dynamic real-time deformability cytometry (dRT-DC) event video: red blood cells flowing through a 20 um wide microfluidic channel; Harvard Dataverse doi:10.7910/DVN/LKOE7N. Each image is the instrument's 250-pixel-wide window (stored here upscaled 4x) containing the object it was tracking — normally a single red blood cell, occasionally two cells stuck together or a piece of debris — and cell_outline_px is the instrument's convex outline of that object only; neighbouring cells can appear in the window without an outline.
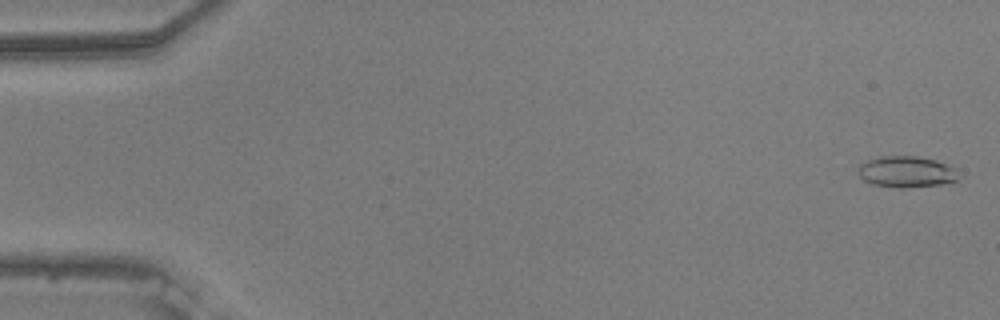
{"species": "common noctule bat (a hibernating species)", "species_latin": "Nyctalus noctula", "temperature_condition": "warm", "stored_images_in_passage": 30, "camera_frame_rate_fps": 3000, "um_per_image_px": 0.085, "animal": {"sex": "male", "body_mass_g": 20.5, "forearm_length_mm": 52.5}, "frame": {"image": 1, "passage_image": 2, "time_ms": 0.333, "image_size_px": [1000, 320], "cell_outline_px": [[956, 180], [940, 184], [900, 188], [872, 184], [864, 180], [856, 172], [860, 164], [868, 160], [884, 156], [916, 156], [936, 160], [956, 168]], "centroid_in_image_um": [77.0, 14.59], "position_along_channel_um": 8.0, "area_um2": 18.03}}
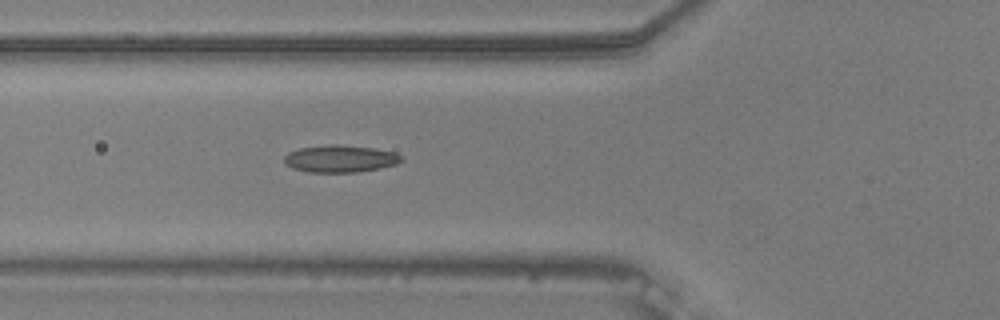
{"frame": {"image": 2, "passage_image": 21, "time_ms": 6.667, "image_size_px": [1000, 320], "cell_outline_px": [[404, 160], [396, 164], [380, 168], [356, 172], [308, 172], [292, 168], [284, 160], [284, 156], [288, 152], [300, 148], [332, 144], [336, 144], [376, 148], [396, 152]], "centroid_in_image_um": [28.94, 13.48], "position_along_channel_um": 96.9, "area_um2": 18.55}}
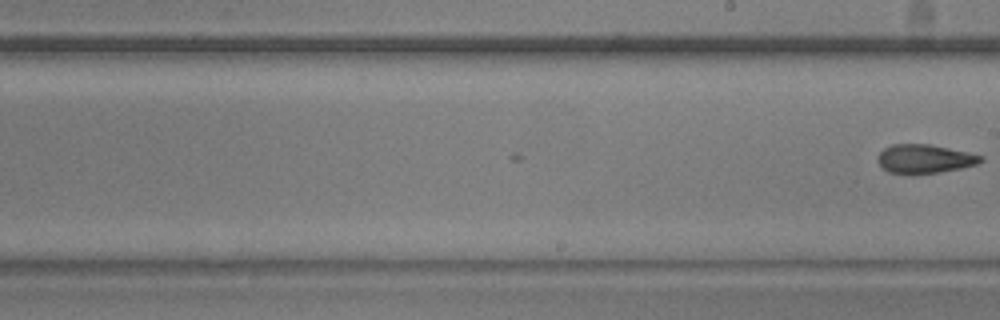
{"frame": {"image": 3, "passage_image": 30, "time_ms": 9.667, "image_size_px": [1000, 320], "cell_outline_px": [[984, 160], [976, 164], [960, 168], [912, 176], [908, 176], [888, 172], [880, 164], [880, 152], [884, 148], [892, 144], [928, 144], [968, 152], [984, 156]], "centroid_in_image_um": [78.59, 13.52], "position_along_channel_um": 210.4, "area_um2": 17.34}}